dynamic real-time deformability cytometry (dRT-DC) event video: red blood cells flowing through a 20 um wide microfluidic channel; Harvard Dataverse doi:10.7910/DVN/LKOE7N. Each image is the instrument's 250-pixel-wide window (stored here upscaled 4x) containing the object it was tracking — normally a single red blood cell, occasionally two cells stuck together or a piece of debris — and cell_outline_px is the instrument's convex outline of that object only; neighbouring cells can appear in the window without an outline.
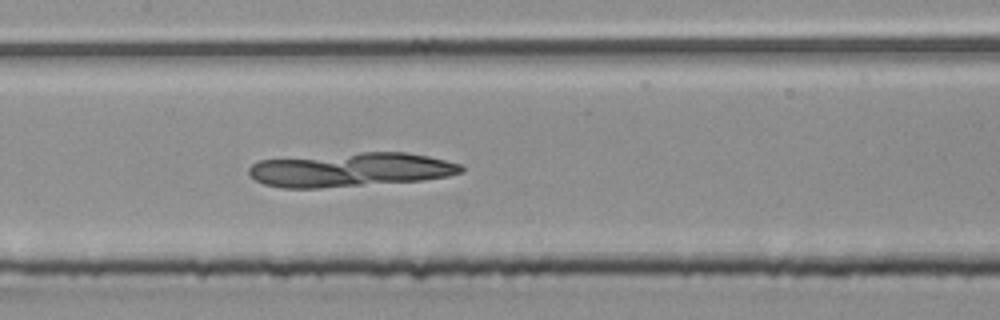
{"species": "common noctule bat (a hibernating species)", "species_latin": "Nyctalus noctula", "temperature_condition": "room temperature", "stored_images_in_passage": 53, "camera_frame_rate_fps": 3000, "um_per_image_px": 0.085, "animal": {"sex": "male", "body_mass_g": 20.4}, "frame": {"image": 1, "passage_image": 26, "time_ms": 8.333, "image_size_px": [1000, 320], "cell_outline_px": [[464, 172], [448, 176], [424, 180], [320, 188], [284, 188], [264, 184], [248, 176], [248, 168], [252, 164], [260, 160], [360, 152], [404, 152], [428, 156], [460, 164], [464, 168]], "centroid_in_image_um": [29.79, 14.43], "position_along_channel_um": 177.6, "area_um2": 42.14}}
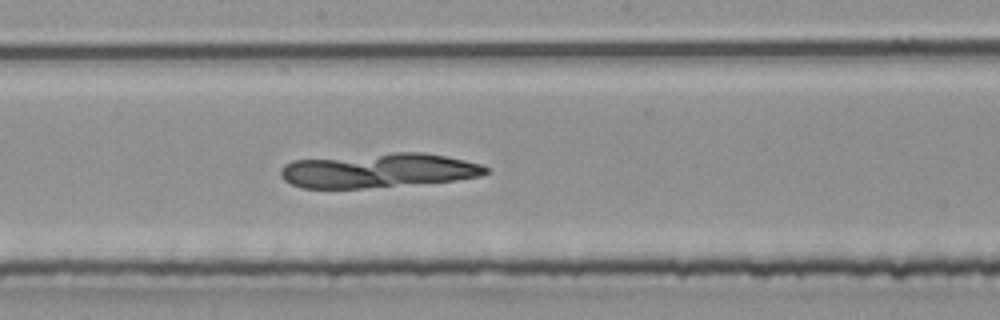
{"frame": {"image": 2, "passage_image": 29, "time_ms": 9.333, "image_size_px": [1000, 320], "cell_outline_px": [[492, 172], [480, 176], [456, 180], [364, 188], [300, 188], [284, 180], [280, 176], [280, 168], [284, 164], [292, 160], [392, 152], [424, 152], [484, 164], [492, 168]], "centroid_in_image_um": [32.18, 14.48], "position_along_channel_um": 216.0, "area_um2": 41.5}}
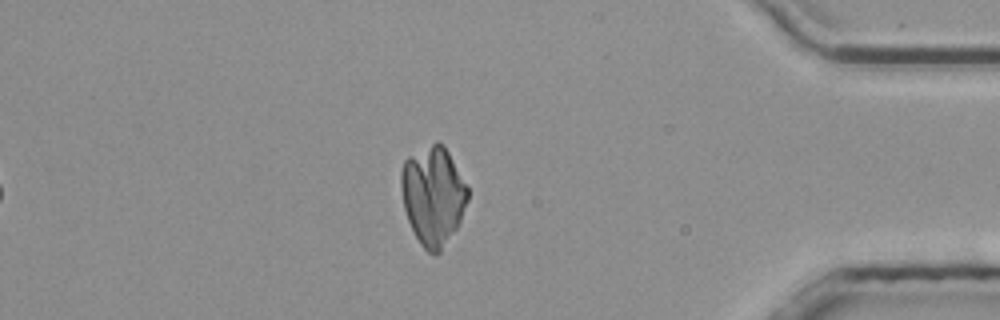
{"frame": {"image": 3, "passage_image": 46, "time_ms": 15.0, "image_size_px": [1000, 320], "cell_outline_px": [[468, 200], [460, 220], [456, 228], [440, 252], [436, 256], [428, 252], [420, 244], [408, 220], [404, 208], [400, 184], [400, 172], [404, 160], [408, 156], [436, 140], [444, 144], [468, 188]], "centroid_in_image_um": [36.79, 16.6], "position_along_channel_um": 398.4, "area_um2": 38.38}}